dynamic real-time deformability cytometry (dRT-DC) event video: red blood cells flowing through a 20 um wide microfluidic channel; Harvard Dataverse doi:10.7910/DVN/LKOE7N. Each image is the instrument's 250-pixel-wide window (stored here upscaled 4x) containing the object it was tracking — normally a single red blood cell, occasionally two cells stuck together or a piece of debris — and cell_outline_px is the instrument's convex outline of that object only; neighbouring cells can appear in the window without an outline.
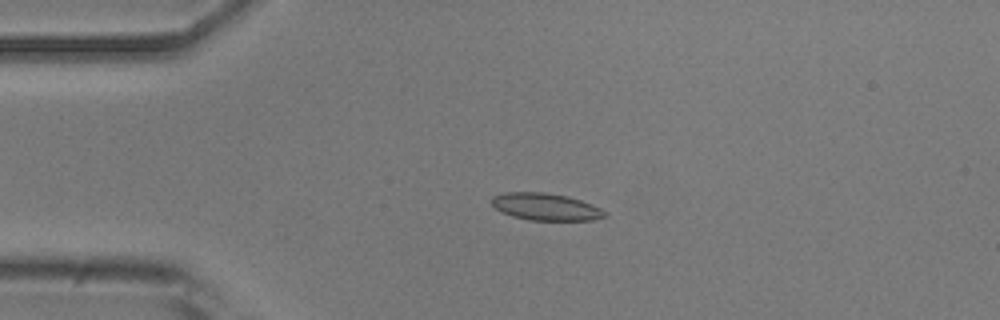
{"species": "common noctule bat (a hibernating species)", "species_latin": "Nyctalus noctula", "temperature_condition": "room temperature", "stored_images_in_passage": 9, "camera_frame_rate_fps": 3000, "um_per_image_px": 0.085, "animal": {"sex": "male", "body_mass_g": 20.5, "forearm_length_mm": 52.5}, "frame": {"image": 1, "passage_image": 4, "time_ms": 1.0, "image_size_px": [1000, 320], "cell_outline_px": [[608, 216], [592, 220], [528, 220], [512, 216], [500, 212], [492, 204], [492, 196], [504, 192], [544, 192], [568, 196], [592, 204], [608, 212]], "centroid_in_image_um": [46.39, 17.58], "position_along_channel_um": 38.6, "area_um2": 18.03}}
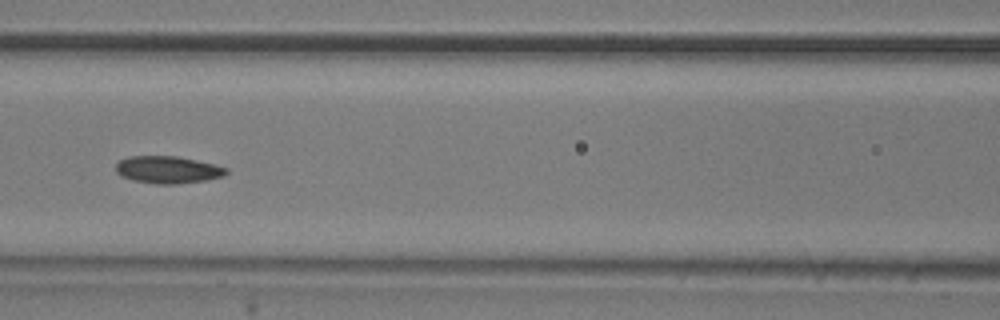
{"frame": {"image": 2, "passage_image": 7, "time_ms": 2.0, "image_size_px": [1000, 320], "cell_outline_px": [[228, 172], [224, 176], [208, 180], [176, 184], [156, 184], [132, 180], [120, 176], [116, 172], [116, 164], [120, 160], [128, 156], [176, 156], [216, 164], [228, 168]], "centroid_in_image_um": [14.28, 14.43], "position_along_channel_um": 152.3, "area_um2": 17.74}}
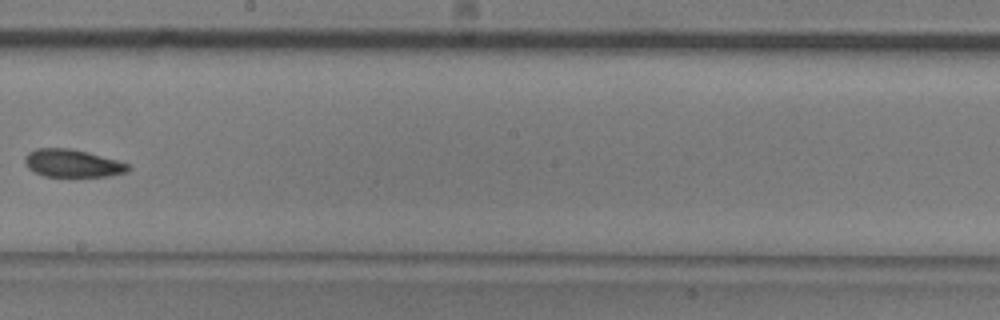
{"frame": {"image": 3, "passage_image": 9, "time_ms": 2.667, "image_size_px": [1000, 320], "cell_outline_px": [[132, 168], [128, 172], [112, 176], [44, 176], [28, 168], [24, 164], [24, 156], [28, 152], [36, 148], [72, 148], [88, 152], [132, 164]], "centroid_in_image_um": [6.2, 13.87], "position_along_channel_um": 242.0, "area_um2": 16.99}}